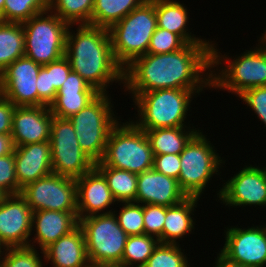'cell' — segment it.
I'll return each mask as SVG.
<instances>
[{
	"label": "cell",
	"mask_w": 266,
	"mask_h": 267,
	"mask_svg": "<svg viewBox=\"0 0 266 267\" xmlns=\"http://www.w3.org/2000/svg\"><path fill=\"white\" fill-rule=\"evenodd\" d=\"M211 69L212 43H190L171 53H147L135 58L123 69L124 91L144 93L159 89H185L198 94L205 87L212 88Z\"/></svg>",
	"instance_id": "1"
},
{
	"label": "cell",
	"mask_w": 266,
	"mask_h": 267,
	"mask_svg": "<svg viewBox=\"0 0 266 267\" xmlns=\"http://www.w3.org/2000/svg\"><path fill=\"white\" fill-rule=\"evenodd\" d=\"M66 34L65 56L71 69L100 93H107L110 82L123 83V68L112 52L108 29L81 24L77 32Z\"/></svg>",
	"instance_id": "2"
},
{
	"label": "cell",
	"mask_w": 266,
	"mask_h": 267,
	"mask_svg": "<svg viewBox=\"0 0 266 267\" xmlns=\"http://www.w3.org/2000/svg\"><path fill=\"white\" fill-rule=\"evenodd\" d=\"M157 29L155 0H147L108 31L114 59L124 69L135 58L147 54Z\"/></svg>",
	"instance_id": "3"
},
{
	"label": "cell",
	"mask_w": 266,
	"mask_h": 267,
	"mask_svg": "<svg viewBox=\"0 0 266 267\" xmlns=\"http://www.w3.org/2000/svg\"><path fill=\"white\" fill-rule=\"evenodd\" d=\"M195 92L185 89H159L144 93H132L138 116L132 122L142 129L187 127L184 125L187 111ZM193 95V96H192ZM191 99V100H190Z\"/></svg>",
	"instance_id": "4"
},
{
	"label": "cell",
	"mask_w": 266,
	"mask_h": 267,
	"mask_svg": "<svg viewBox=\"0 0 266 267\" xmlns=\"http://www.w3.org/2000/svg\"><path fill=\"white\" fill-rule=\"evenodd\" d=\"M154 154L149 139L132 121L119 122L110 131L102 164L136 174L153 168Z\"/></svg>",
	"instance_id": "5"
},
{
	"label": "cell",
	"mask_w": 266,
	"mask_h": 267,
	"mask_svg": "<svg viewBox=\"0 0 266 267\" xmlns=\"http://www.w3.org/2000/svg\"><path fill=\"white\" fill-rule=\"evenodd\" d=\"M257 46L251 49L252 51L246 50L232 61L227 60L231 59L227 55L223 56L217 52L215 44L212 43V68L221 65L225 60L228 64L217 74L215 69L211 71V87L227 90L239 96L249 88L266 86V47Z\"/></svg>",
	"instance_id": "6"
},
{
	"label": "cell",
	"mask_w": 266,
	"mask_h": 267,
	"mask_svg": "<svg viewBox=\"0 0 266 267\" xmlns=\"http://www.w3.org/2000/svg\"><path fill=\"white\" fill-rule=\"evenodd\" d=\"M108 97L107 93H100L86 107L68 118L79 146L95 163L102 159L110 131L118 123L111 98Z\"/></svg>",
	"instance_id": "7"
},
{
	"label": "cell",
	"mask_w": 266,
	"mask_h": 267,
	"mask_svg": "<svg viewBox=\"0 0 266 267\" xmlns=\"http://www.w3.org/2000/svg\"><path fill=\"white\" fill-rule=\"evenodd\" d=\"M115 211L78 218L83 230L89 262L122 267V256L128 235L120 227Z\"/></svg>",
	"instance_id": "8"
},
{
	"label": "cell",
	"mask_w": 266,
	"mask_h": 267,
	"mask_svg": "<svg viewBox=\"0 0 266 267\" xmlns=\"http://www.w3.org/2000/svg\"><path fill=\"white\" fill-rule=\"evenodd\" d=\"M200 131L190 139L180 154L181 171L178 183L187 197L200 198L208 181L213 175H220L218 169L225 163L215 152L211 141Z\"/></svg>",
	"instance_id": "9"
},
{
	"label": "cell",
	"mask_w": 266,
	"mask_h": 267,
	"mask_svg": "<svg viewBox=\"0 0 266 267\" xmlns=\"http://www.w3.org/2000/svg\"><path fill=\"white\" fill-rule=\"evenodd\" d=\"M22 25L25 36V56L44 66L65 55L69 24L56 14L47 10L33 16Z\"/></svg>",
	"instance_id": "10"
},
{
	"label": "cell",
	"mask_w": 266,
	"mask_h": 267,
	"mask_svg": "<svg viewBox=\"0 0 266 267\" xmlns=\"http://www.w3.org/2000/svg\"><path fill=\"white\" fill-rule=\"evenodd\" d=\"M50 144L54 174L77 179L95 167V162L79 146L75 130L68 118L53 116Z\"/></svg>",
	"instance_id": "11"
},
{
	"label": "cell",
	"mask_w": 266,
	"mask_h": 267,
	"mask_svg": "<svg viewBox=\"0 0 266 267\" xmlns=\"http://www.w3.org/2000/svg\"><path fill=\"white\" fill-rule=\"evenodd\" d=\"M21 195L31 210L77 212V185L74 178L50 174L22 188Z\"/></svg>",
	"instance_id": "12"
},
{
	"label": "cell",
	"mask_w": 266,
	"mask_h": 267,
	"mask_svg": "<svg viewBox=\"0 0 266 267\" xmlns=\"http://www.w3.org/2000/svg\"><path fill=\"white\" fill-rule=\"evenodd\" d=\"M41 67L25 55L15 60L0 74V94L15 106H38L36 80Z\"/></svg>",
	"instance_id": "13"
},
{
	"label": "cell",
	"mask_w": 266,
	"mask_h": 267,
	"mask_svg": "<svg viewBox=\"0 0 266 267\" xmlns=\"http://www.w3.org/2000/svg\"><path fill=\"white\" fill-rule=\"evenodd\" d=\"M226 230V241L220 251L223 256L245 267L266 265V225Z\"/></svg>",
	"instance_id": "14"
},
{
	"label": "cell",
	"mask_w": 266,
	"mask_h": 267,
	"mask_svg": "<svg viewBox=\"0 0 266 267\" xmlns=\"http://www.w3.org/2000/svg\"><path fill=\"white\" fill-rule=\"evenodd\" d=\"M230 179L218 191L221 203L228 207L266 206L265 167L246 166Z\"/></svg>",
	"instance_id": "15"
},
{
	"label": "cell",
	"mask_w": 266,
	"mask_h": 267,
	"mask_svg": "<svg viewBox=\"0 0 266 267\" xmlns=\"http://www.w3.org/2000/svg\"><path fill=\"white\" fill-rule=\"evenodd\" d=\"M33 211L21 194L8 195L0 204V241L7 247H27Z\"/></svg>",
	"instance_id": "16"
},
{
	"label": "cell",
	"mask_w": 266,
	"mask_h": 267,
	"mask_svg": "<svg viewBox=\"0 0 266 267\" xmlns=\"http://www.w3.org/2000/svg\"><path fill=\"white\" fill-rule=\"evenodd\" d=\"M52 120L48 106H16L11 129L13 146L50 142Z\"/></svg>",
	"instance_id": "17"
},
{
	"label": "cell",
	"mask_w": 266,
	"mask_h": 267,
	"mask_svg": "<svg viewBox=\"0 0 266 267\" xmlns=\"http://www.w3.org/2000/svg\"><path fill=\"white\" fill-rule=\"evenodd\" d=\"M187 198L178 180L153 168L138 174L135 203L173 206Z\"/></svg>",
	"instance_id": "18"
},
{
	"label": "cell",
	"mask_w": 266,
	"mask_h": 267,
	"mask_svg": "<svg viewBox=\"0 0 266 267\" xmlns=\"http://www.w3.org/2000/svg\"><path fill=\"white\" fill-rule=\"evenodd\" d=\"M18 194L27 184L53 173L50 142L14 147Z\"/></svg>",
	"instance_id": "19"
},
{
	"label": "cell",
	"mask_w": 266,
	"mask_h": 267,
	"mask_svg": "<svg viewBox=\"0 0 266 267\" xmlns=\"http://www.w3.org/2000/svg\"><path fill=\"white\" fill-rule=\"evenodd\" d=\"M75 180L78 218L98 215L117 202L107 185L105 177L95 167Z\"/></svg>",
	"instance_id": "20"
},
{
	"label": "cell",
	"mask_w": 266,
	"mask_h": 267,
	"mask_svg": "<svg viewBox=\"0 0 266 267\" xmlns=\"http://www.w3.org/2000/svg\"><path fill=\"white\" fill-rule=\"evenodd\" d=\"M100 92L87 83L79 74L70 71L66 81L57 91L54 102L49 106L53 116L69 118L91 103Z\"/></svg>",
	"instance_id": "21"
},
{
	"label": "cell",
	"mask_w": 266,
	"mask_h": 267,
	"mask_svg": "<svg viewBox=\"0 0 266 267\" xmlns=\"http://www.w3.org/2000/svg\"><path fill=\"white\" fill-rule=\"evenodd\" d=\"M35 225V226H34ZM79 225L78 212H61L55 210H38L32 215V231L36 230L34 240L29 244L33 247L39 244L41 251L61 236L70 233ZM34 229V230H33Z\"/></svg>",
	"instance_id": "22"
},
{
	"label": "cell",
	"mask_w": 266,
	"mask_h": 267,
	"mask_svg": "<svg viewBox=\"0 0 266 267\" xmlns=\"http://www.w3.org/2000/svg\"><path fill=\"white\" fill-rule=\"evenodd\" d=\"M41 253L45 262L51 261L52 267H85L89 262L84 233L79 225Z\"/></svg>",
	"instance_id": "23"
},
{
	"label": "cell",
	"mask_w": 266,
	"mask_h": 267,
	"mask_svg": "<svg viewBox=\"0 0 266 267\" xmlns=\"http://www.w3.org/2000/svg\"><path fill=\"white\" fill-rule=\"evenodd\" d=\"M199 199L197 197H187L176 205L166 206L163 232L158 239L160 243L178 244L177 239L183 238L186 233L192 232L195 222L191 215H194L192 213L197 208Z\"/></svg>",
	"instance_id": "24"
},
{
	"label": "cell",
	"mask_w": 266,
	"mask_h": 267,
	"mask_svg": "<svg viewBox=\"0 0 266 267\" xmlns=\"http://www.w3.org/2000/svg\"><path fill=\"white\" fill-rule=\"evenodd\" d=\"M155 11L157 27L179 35L187 44L213 42H207V40L201 39L200 37L197 38L191 32H187V22H189L188 19L190 17L184 4L173 0H155Z\"/></svg>",
	"instance_id": "25"
},
{
	"label": "cell",
	"mask_w": 266,
	"mask_h": 267,
	"mask_svg": "<svg viewBox=\"0 0 266 267\" xmlns=\"http://www.w3.org/2000/svg\"><path fill=\"white\" fill-rule=\"evenodd\" d=\"M198 131L199 129H191V127H174L145 130V133L154 155H180L187 143Z\"/></svg>",
	"instance_id": "26"
},
{
	"label": "cell",
	"mask_w": 266,
	"mask_h": 267,
	"mask_svg": "<svg viewBox=\"0 0 266 267\" xmlns=\"http://www.w3.org/2000/svg\"><path fill=\"white\" fill-rule=\"evenodd\" d=\"M95 168L105 177L107 185L117 203L135 201L138 174L105 166L100 161L95 163Z\"/></svg>",
	"instance_id": "27"
},
{
	"label": "cell",
	"mask_w": 266,
	"mask_h": 267,
	"mask_svg": "<svg viewBox=\"0 0 266 267\" xmlns=\"http://www.w3.org/2000/svg\"><path fill=\"white\" fill-rule=\"evenodd\" d=\"M25 54L22 23L0 21V74Z\"/></svg>",
	"instance_id": "28"
},
{
	"label": "cell",
	"mask_w": 266,
	"mask_h": 267,
	"mask_svg": "<svg viewBox=\"0 0 266 267\" xmlns=\"http://www.w3.org/2000/svg\"><path fill=\"white\" fill-rule=\"evenodd\" d=\"M147 0H94L92 26L109 29Z\"/></svg>",
	"instance_id": "29"
},
{
	"label": "cell",
	"mask_w": 266,
	"mask_h": 267,
	"mask_svg": "<svg viewBox=\"0 0 266 267\" xmlns=\"http://www.w3.org/2000/svg\"><path fill=\"white\" fill-rule=\"evenodd\" d=\"M94 0H48V10L69 25H92Z\"/></svg>",
	"instance_id": "30"
},
{
	"label": "cell",
	"mask_w": 266,
	"mask_h": 267,
	"mask_svg": "<svg viewBox=\"0 0 266 267\" xmlns=\"http://www.w3.org/2000/svg\"><path fill=\"white\" fill-rule=\"evenodd\" d=\"M158 243L157 238L147 234L128 236L122 256V267H144Z\"/></svg>",
	"instance_id": "31"
},
{
	"label": "cell",
	"mask_w": 266,
	"mask_h": 267,
	"mask_svg": "<svg viewBox=\"0 0 266 267\" xmlns=\"http://www.w3.org/2000/svg\"><path fill=\"white\" fill-rule=\"evenodd\" d=\"M48 10V0H5L3 22L24 23Z\"/></svg>",
	"instance_id": "32"
},
{
	"label": "cell",
	"mask_w": 266,
	"mask_h": 267,
	"mask_svg": "<svg viewBox=\"0 0 266 267\" xmlns=\"http://www.w3.org/2000/svg\"><path fill=\"white\" fill-rule=\"evenodd\" d=\"M179 243H158L144 267H189Z\"/></svg>",
	"instance_id": "33"
},
{
	"label": "cell",
	"mask_w": 266,
	"mask_h": 267,
	"mask_svg": "<svg viewBox=\"0 0 266 267\" xmlns=\"http://www.w3.org/2000/svg\"><path fill=\"white\" fill-rule=\"evenodd\" d=\"M119 214H115L117 222L128 235H141L144 232L143 205L135 202H124Z\"/></svg>",
	"instance_id": "34"
},
{
	"label": "cell",
	"mask_w": 266,
	"mask_h": 267,
	"mask_svg": "<svg viewBox=\"0 0 266 267\" xmlns=\"http://www.w3.org/2000/svg\"><path fill=\"white\" fill-rule=\"evenodd\" d=\"M3 255L1 267H43L42 257L34 247H7Z\"/></svg>",
	"instance_id": "35"
},
{
	"label": "cell",
	"mask_w": 266,
	"mask_h": 267,
	"mask_svg": "<svg viewBox=\"0 0 266 267\" xmlns=\"http://www.w3.org/2000/svg\"><path fill=\"white\" fill-rule=\"evenodd\" d=\"M187 43L177 34L166 29L155 30L151 37L148 54L171 53L182 49Z\"/></svg>",
	"instance_id": "36"
},
{
	"label": "cell",
	"mask_w": 266,
	"mask_h": 267,
	"mask_svg": "<svg viewBox=\"0 0 266 267\" xmlns=\"http://www.w3.org/2000/svg\"><path fill=\"white\" fill-rule=\"evenodd\" d=\"M166 217V206L147 204L143 205L144 232L159 239L163 232Z\"/></svg>",
	"instance_id": "37"
},
{
	"label": "cell",
	"mask_w": 266,
	"mask_h": 267,
	"mask_svg": "<svg viewBox=\"0 0 266 267\" xmlns=\"http://www.w3.org/2000/svg\"><path fill=\"white\" fill-rule=\"evenodd\" d=\"M0 188L8 195L18 194L14 152L0 157Z\"/></svg>",
	"instance_id": "38"
},
{
	"label": "cell",
	"mask_w": 266,
	"mask_h": 267,
	"mask_svg": "<svg viewBox=\"0 0 266 267\" xmlns=\"http://www.w3.org/2000/svg\"><path fill=\"white\" fill-rule=\"evenodd\" d=\"M238 97L252 108L266 127V86L249 88Z\"/></svg>",
	"instance_id": "39"
},
{
	"label": "cell",
	"mask_w": 266,
	"mask_h": 267,
	"mask_svg": "<svg viewBox=\"0 0 266 267\" xmlns=\"http://www.w3.org/2000/svg\"><path fill=\"white\" fill-rule=\"evenodd\" d=\"M38 106H50L57 95L55 88H50L49 64L41 67L37 80Z\"/></svg>",
	"instance_id": "40"
},
{
	"label": "cell",
	"mask_w": 266,
	"mask_h": 267,
	"mask_svg": "<svg viewBox=\"0 0 266 267\" xmlns=\"http://www.w3.org/2000/svg\"><path fill=\"white\" fill-rule=\"evenodd\" d=\"M153 169L178 180L181 171L179 154L154 155Z\"/></svg>",
	"instance_id": "41"
},
{
	"label": "cell",
	"mask_w": 266,
	"mask_h": 267,
	"mask_svg": "<svg viewBox=\"0 0 266 267\" xmlns=\"http://www.w3.org/2000/svg\"><path fill=\"white\" fill-rule=\"evenodd\" d=\"M71 70L70 62L65 55L59 60L49 63L50 88L58 91Z\"/></svg>",
	"instance_id": "42"
},
{
	"label": "cell",
	"mask_w": 266,
	"mask_h": 267,
	"mask_svg": "<svg viewBox=\"0 0 266 267\" xmlns=\"http://www.w3.org/2000/svg\"><path fill=\"white\" fill-rule=\"evenodd\" d=\"M15 105L0 94V134L11 135Z\"/></svg>",
	"instance_id": "43"
},
{
	"label": "cell",
	"mask_w": 266,
	"mask_h": 267,
	"mask_svg": "<svg viewBox=\"0 0 266 267\" xmlns=\"http://www.w3.org/2000/svg\"><path fill=\"white\" fill-rule=\"evenodd\" d=\"M14 149L11 135L0 134V157L10 154Z\"/></svg>",
	"instance_id": "44"
},
{
	"label": "cell",
	"mask_w": 266,
	"mask_h": 267,
	"mask_svg": "<svg viewBox=\"0 0 266 267\" xmlns=\"http://www.w3.org/2000/svg\"><path fill=\"white\" fill-rule=\"evenodd\" d=\"M216 265L215 267H245L241 264L235 263L227 259L225 256H223L220 252L216 258Z\"/></svg>",
	"instance_id": "45"
},
{
	"label": "cell",
	"mask_w": 266,
	"mask_h": 267,
	"mask_svg": "<svg viewBox=\"0 0 266 267\" xmlns=\"http://www.w3.org/2000/svg\"><path fill=\"white\" fill-rule=\"evenodd\" d=\"M85 267H119V266L113 264L88 262Z\"/></svg>",
	"instance_id": "46"
},
{
	"label": "cell",
	"mask_w": 266,
	"mask_h": 267,
	"mask_svg": "<svg viewBox=\"0 0 266 267\" xmlns=\"http://www.w3.org/2000/svg\"><path fill=\"white\" fill-rule=\"evenodd\" d=\"M5 0H0V21L3 22V9H4Z\"/></svg>",
	"instance_id": "47"
},
{
	"label": "cell",
	"mask_w": 266,
	"mask_h": 267,
	"mask_svg": "<svg viewBox=\"0 0 266 267\" xmlns=\"http://www.w3.org/2000/svg\"><path fill=\"white\" fill-rule=\"evenodd\" d=\"M8 196V194L0 188V204L4 201V199Z\"/></svg>",
	"instance_id": "48"
},
{
	"label": "cell",
	"mask_w": 266,
	"mask_h": 267,
	"mask_svg": "<svg viewBox=\"0 0 266 267\" xmlns=\"http://www.w3.org/2000/svg\"><path fill=\"white\" fill-rule=\"evenodd\" d=\"M260 39H261L260 41L262 42L261 45L266 47V30H265V33L262 35V37Z\"/></svg>",
	"instance_id": "49"
},
{
	"label": "cell",
	"mask_w": 266,
	"mask_h": 267,
	"mask_svg": "<svg viewBox=\"0 0 266 267\" xmlns=\"http://www.w3.org/2000/svg\"><path fill=\"white\" fill-rule=\"evenodd\" d=\"M3 250V251H2ZM6 247L4 246V244L0 241V257L3 256V253H5ZM2 255V256H1Z\"/></svg>",
	"instance_id": "50"
}]
</instances>
